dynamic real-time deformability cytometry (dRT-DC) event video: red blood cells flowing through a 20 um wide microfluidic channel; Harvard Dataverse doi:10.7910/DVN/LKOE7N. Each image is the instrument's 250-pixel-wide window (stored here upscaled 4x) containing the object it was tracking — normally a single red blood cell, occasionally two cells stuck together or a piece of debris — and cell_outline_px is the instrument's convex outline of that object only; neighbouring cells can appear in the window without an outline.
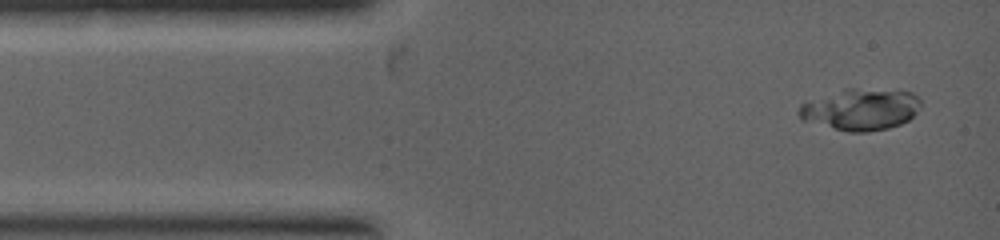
{"species": "common noctule bat (a hibernating species)", "species_latin": "Nyctalus noctula", "temperature_condition": "warm", "stored_images_in_passage": 4, "camera_frame_rate_fps": 5000, "um_per_image_px": 0.085, "animal": {"sex": "female", "body_mass_g": 19.0, "forearm_length_mm": 53.3}, "frame": {"image": 1, "passage_image": 1, "time_ms": 0.0, "image_size_px": [1000, 240], "cell_outline_px": [[920, 108], [908, 120], [900, 124], [888, 128], [868, 132], [848, 132], [800, 120], [796, 112], [800, 104], [804, 100], [844, 88], [856, 88], [912, 92], [920, 100]], "centroid_in_image_um": [73.06, 9.29], "position_along_channel_um": 11.9, "area_um2": 29.94}}